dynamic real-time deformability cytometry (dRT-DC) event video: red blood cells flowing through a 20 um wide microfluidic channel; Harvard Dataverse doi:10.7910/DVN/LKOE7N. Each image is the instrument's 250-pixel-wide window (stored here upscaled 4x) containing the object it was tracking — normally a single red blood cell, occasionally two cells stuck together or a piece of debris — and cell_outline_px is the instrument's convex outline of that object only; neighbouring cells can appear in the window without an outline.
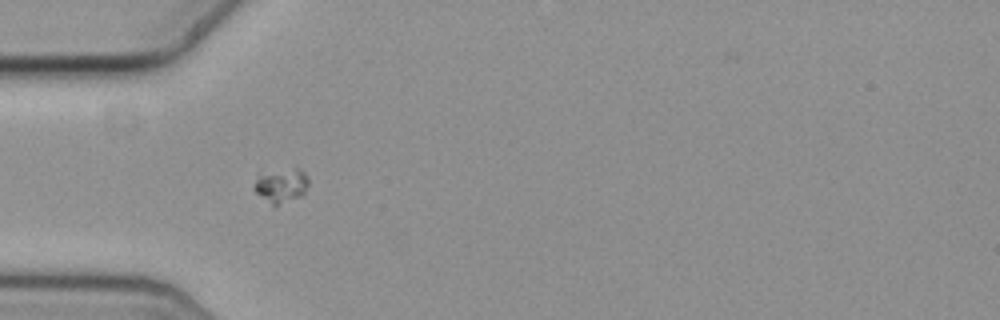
{"species": "common noctule bat (a hibernating species)", "species_latin": "Nyctalus noctula", "temperature_condition": "cold", "stored_images_in_passage": 23, "camera_frame_rate_fps": 3000, "um_per_image_px": 0.085, "animal": {"sex": "female", "body_mass_g": 19.3, "forearm_length_mm": 54.1}, "frame": {"image": 1, "passage_image": 19, "time_ms": 6.0, "image_size_px": [1000, 320], "cell_outline_px": [[308, 184], [304, 192], [300, 196], [276, 208], [272, 208], [252, 188], [256, 180], [260, 176], [296, 168], [300, 168], [308, 176]], "centroid_in_image_um": [23.92, 15.86], "position_along_channel_um": 61.1, "area_um2": 10.69}}
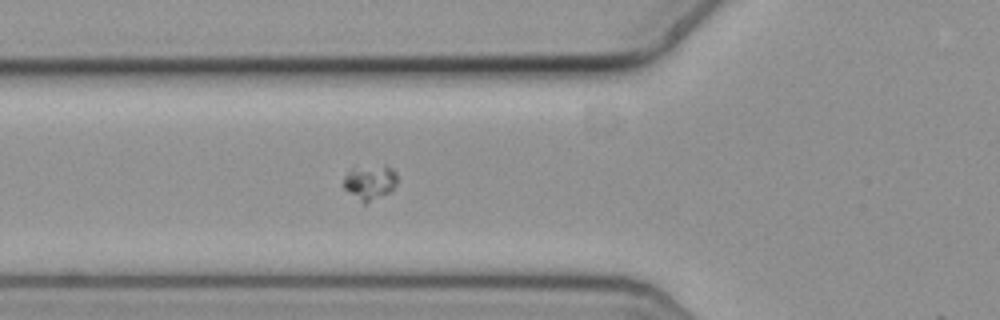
{"frame": {"image": 2, "passage_image": 22, "time_ms": 7.0, "image_size_px": [1000, 320], "cell_outline_px": [[396, 184], [392, 192], [364, 204], [344, 188], [344, 176], [348, 172], [384, 164], [392, 168], [396, 172]], "centroid_in_image_um": [31.5, 15.52], "position_along_channel_um": 94.3, "area_um2": 10.58}}